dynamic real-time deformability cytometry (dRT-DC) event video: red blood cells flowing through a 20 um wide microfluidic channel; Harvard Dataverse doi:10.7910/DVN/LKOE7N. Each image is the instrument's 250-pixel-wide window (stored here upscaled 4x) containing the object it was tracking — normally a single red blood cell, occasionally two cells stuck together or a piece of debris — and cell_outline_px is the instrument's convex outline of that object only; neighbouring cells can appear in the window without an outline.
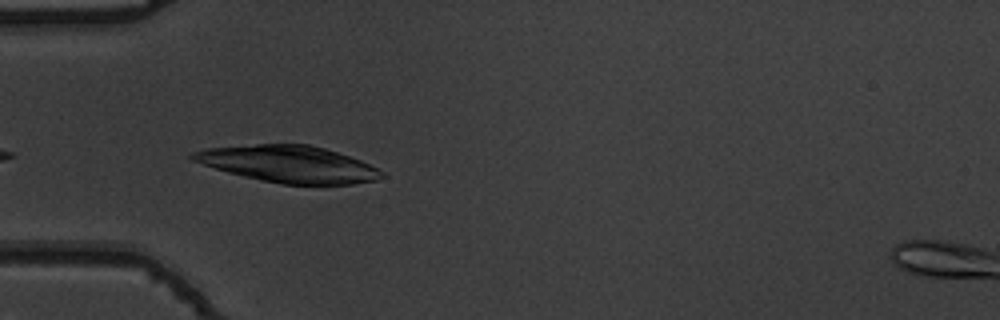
{"species": "common noctule bat (a hibernating species)", "species_latin": "Nyctalus noctula", "temperature_condition": "warm", "stored_images_in_passage": 39, "camera_frame_rate_fps": 3000, "um_per_image_px": 0.085, "animal": {"sex": "male", "body_mass_g": 19.5, "forearm_length_mm": 54.6}, "frame": {"image": 1, "passage_image": 3, "time_ms": 0.667, "image_size_px": [1000, 320], "cell_outline_px": [[384, 176], [376, 180], [352, 184], [280, 184], [260, 180], [228, 172], [192, 160], [188, 156], [192, 152], [208, 148], [256, 144], [308, 144], [324, 148], [360, 160], [384, 172]], "centroid_in_image_um": [24.52, 13.94], "position_along_channel_um": 60.5, "area_um2": 40.06}}